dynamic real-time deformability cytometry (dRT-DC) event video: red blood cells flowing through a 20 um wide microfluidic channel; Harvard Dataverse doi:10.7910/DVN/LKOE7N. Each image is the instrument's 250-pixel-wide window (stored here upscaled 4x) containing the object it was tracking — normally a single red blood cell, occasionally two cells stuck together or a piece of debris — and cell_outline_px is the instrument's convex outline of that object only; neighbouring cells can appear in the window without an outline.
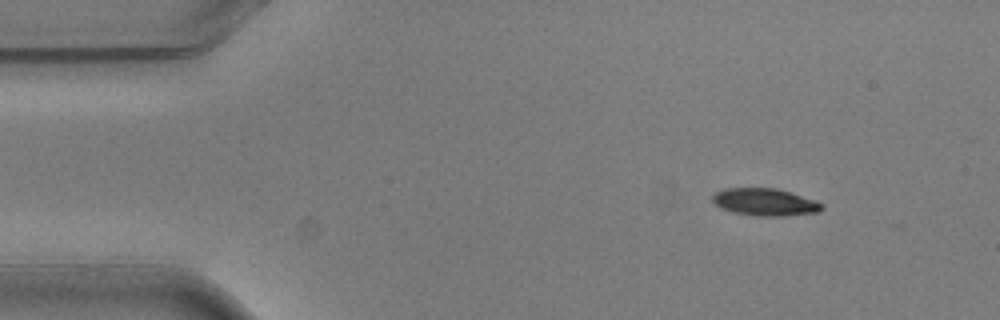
{"species": "common noctule bat (a hibernating species)", "species_latin": "Nyctalus noctula", "temperature_condition": "warm", "stored_images_in_passage": 3, "camera_frame_rate_fps": 3000, "um_per_image_px": 0.085, "animal": {"sex": "male", "body_mass_g": 20.5, "forearm_length_mm": 52.5}, "frame": {"image": 1, "passage_image": 1, "time_ms": 0.0, "image_size_px": [1000, 320], "cell_outline_px": [[824, 208], [820, 212], [780, 216], [760, 216], [732, 212], [720, 208], [712, 200], [712, 196], [716, 192], [724, 188], [776, 188], [816, 200], [824, 204]], "centroid_in_image_um": [65.04, 17.17], "position_along_channel_um": 20.0, "area_um2": 17.46}}
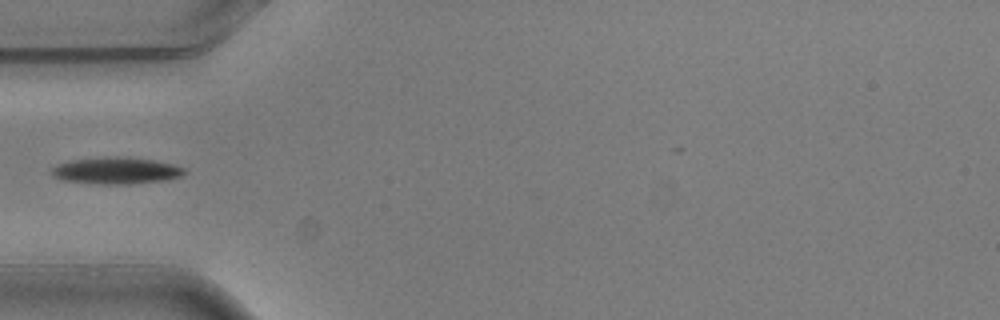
{"frame": {"image": 2, "passage_image": 3, "time_ms": 0.667, "image_size_px": [1000, 320], "cell_outline_px": [[188, 172], [184, 176], [168, 180], [128, 184], [104, 184], [64, 180], [52, 176], [52, 168], [56, 164], [72, 160], [116, 156], [128, 156], [152, 160], [172, 164], [184, 168]], "centroid_in_image_um": [9.94, 14.5], "position_along_channel_um": 75.1, "area_um2": 20.75}}